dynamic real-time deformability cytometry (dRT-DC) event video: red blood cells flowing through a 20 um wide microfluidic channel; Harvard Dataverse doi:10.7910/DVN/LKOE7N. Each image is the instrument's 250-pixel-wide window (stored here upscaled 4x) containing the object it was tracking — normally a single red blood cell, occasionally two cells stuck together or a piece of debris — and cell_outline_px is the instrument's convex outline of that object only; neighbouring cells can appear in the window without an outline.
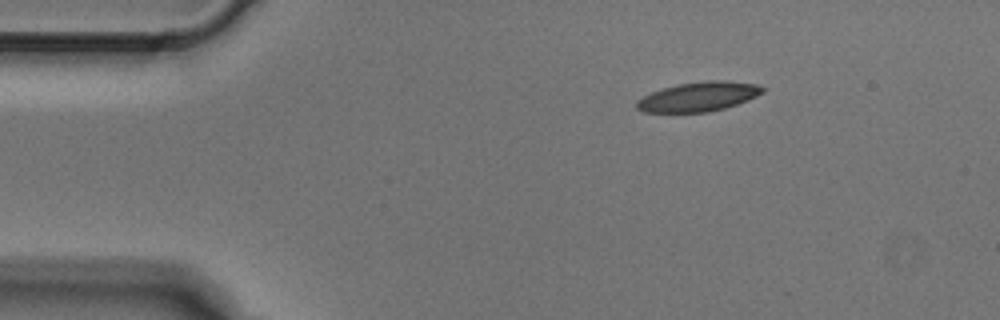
{"species": "Egyptian fruit bat (a non-hibernating species)", "species_latin": "Rousettus aegyptiacus", "temperature_condition": "cold", "stored_images_in_passage": 3, "camera_frame_rate_fps": 3000, "um_per_image_px": 0.085, "animal": {"sex": "male"}, "frame": {"image": 1, "passage_image": 3, "time_ms": 0.667, "image_size_px": [1000, 320], "cell_outline_px": [[764, 92], [748, 100], [724, 108], [708, 112], [644, 112], [636, 108], [636, 100], [652, 92], [664, 88], [680, 84], [708, 80], [724, 80], [756, 84], [764, 88]], "centroid_in_image_um": [59.38, 8.22], "position_along_channel_um": 25.6, "area_um2": 21.39}}